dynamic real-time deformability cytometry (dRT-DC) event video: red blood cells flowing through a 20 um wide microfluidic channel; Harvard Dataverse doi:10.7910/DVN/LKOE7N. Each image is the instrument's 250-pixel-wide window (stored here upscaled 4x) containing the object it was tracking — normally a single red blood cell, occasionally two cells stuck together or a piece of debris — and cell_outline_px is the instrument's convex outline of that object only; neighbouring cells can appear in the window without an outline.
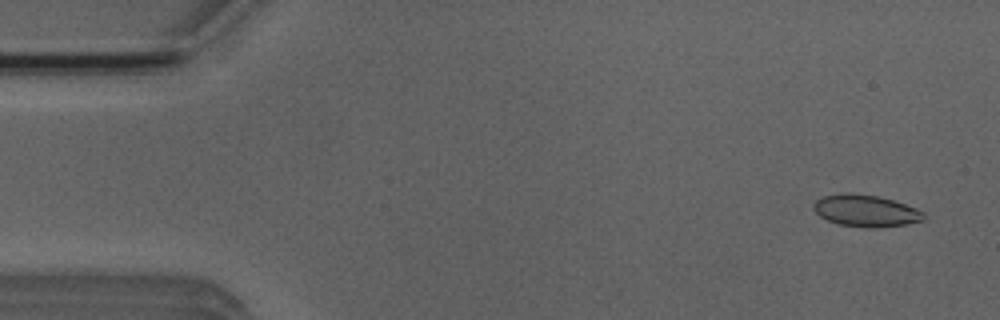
{"species": "Egyptian fruit bat (a non-hibernating species)", "species_latin": "Rousettus aegyptiacus", "temperature_condition": "room temperature", "stored_images_in_passage": 41, "camera_frame_rate_fps": 3000, "um_per_image_px": 0.085, "animal": {"sex": "male"}, "frame": {"image": 1, "passage_image": 3, "time_ms": 0.667, "image_size_px": [1000, 320], "cell_outline_px": [[924, 220], [904, 224], [876, 228], [864, 228], [840, 224], [828, 220], [820, 216], [812, 208], [812, 204], [816, 200], [824, 196], [848, 192], [852, 192], [876, 196], [892, 200], [916, 208], [924, 212]], "centroid_in_image_um": [73.57, 17.91], "position_along_channel_um": 11.4, "area_um2": 20.35}}
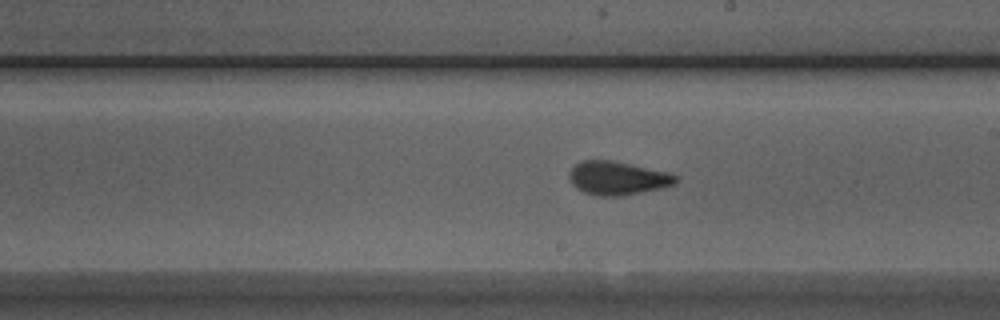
{"frame": {"image": 2, "passage_image": 29, "time_ms": 9.333, "image_size_px": [1000, 320], "cell_outline_px": [[680, 176], [676, 184], [660, 188], [624, 196], [596, 196], [584, 192], [576, 188], [568, 180], [568, 172], [580, 160], [612, 160], [668, 172]], "centroid_in_image_um": [52.48, 15.14], "position_along_channel_um": 236.5, "area_um2": 21.1}}
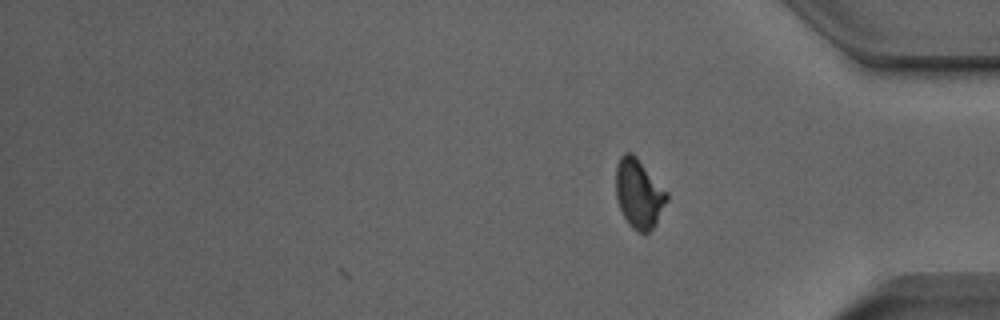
{"frame": {"image": 3, "passage_image": 41, "time_ms": 13.333, "image_size_px": [1000, 320], "cell_outline_px": [[668, 200], [656, 224], [644, 236], [632, 228], [628, 224], [620, 208], [616, 196], [616, 164], [620, 156], [624, 152], [632, 152], [636, 156], [668, 192]], "centroid_in_image_um": [54.31, 16.46], "position_along_channel_um": 380.9, "area_um2": 20.75}, "authors_computed_cell_mechanics": {"area_um2": 20.519, "velocity_mm_per_s": 3.9282, "shape_relaxation_time_tau1_ms": 6.5363, "shape_relaxation_time_tau2_ms": 1.3242, "deformation_change_tau1": 0.1385, "deformation_change_tau2": 0.0603}}